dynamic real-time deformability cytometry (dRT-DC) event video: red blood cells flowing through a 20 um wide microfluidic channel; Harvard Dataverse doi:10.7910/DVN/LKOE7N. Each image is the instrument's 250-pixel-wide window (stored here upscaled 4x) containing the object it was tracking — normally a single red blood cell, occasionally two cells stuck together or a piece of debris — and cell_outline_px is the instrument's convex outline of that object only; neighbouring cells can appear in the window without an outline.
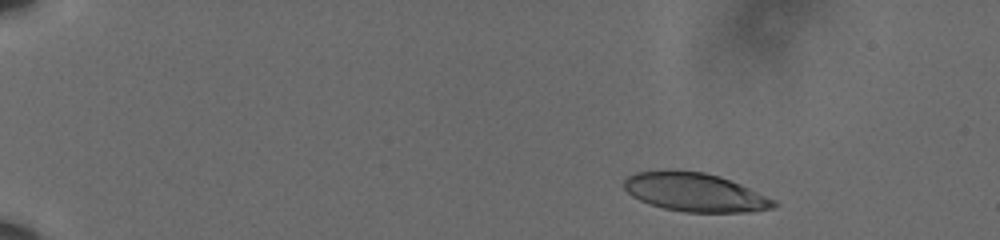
{"species": "human", "species_latin": "Homo sapiens", "temperature_condition": "cold", "stored_images_in_passage": 56, "camera_frame_rate_fps": 3000, "um_per_image_px": 0.085, "donor": {"sex": "male"}, "frame": {"image": 1, "passage_image": 6, "time_ms": 1.667, "image_size_px": [1000, 240], "cell_outline_px": [[780, 204], [776, 208], [748, 212], [684, 212], [664, 208], [640, 200], [632, 196], [624, 188], [624, 180], [628, 176], [636, 172], [704, 172], [720, 176], [740, 184], [776, 200]], "centroid_in_image_um": [59.15, 16.38], "position_along_channel_um": 25.9, "area_um2": 33.12}}
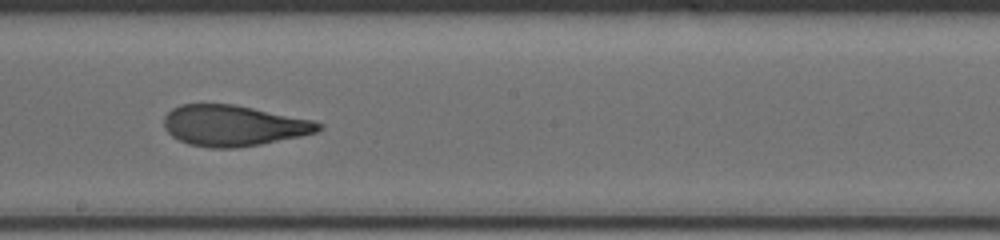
{"frame": {"image": 2, "passage_image": 33, "time_ms": 10.667, "image_size_px": [1000, 240], "cell_outline_px": [[324, 128], [316, 132], [300, 136], [260, 144], [236, 148], [208, 148], [188, 144], [172, 136], [164, 128], [164, 116], [172, 108], [180, 104], [232, 104], [312, 120], [324, 124]], "centroid_in_image_um": [19.82, 10.68], "position_along_channel_um": 228.4, "area_um2": 36.65}}
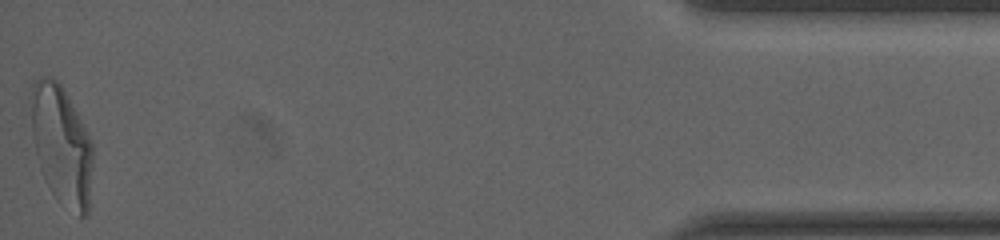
{"frame": {"image": 3, "passage_image": 56, "time_ms": 18.333, "image_size_px": [1000, 240], "cell_outline_px": [[92, 168], [88, 212], [84, 216], [80, 216], [60, 204], [48, 188], [44, 180], [36, 156], [32, 136], [32, 84], [40, 76], [52, 76], [64, 88], [92, 144]], "centroid_in_image_um": [5.22, 12.36], "position_along_channel_um": 430.0, "area_um2": 42.71}, "authors_computed_cell_mechanics": {"area_um2": 36.7319, "velocity_mm_per_s": 3.5999, "shape_relaxation_time_tau1_ms": 8.6688, "shape_relaxation_time_tau2_ms": 1.4219, "deformation_change_tau1": 0.268, "deformation_change_tau2": 0.0932}}